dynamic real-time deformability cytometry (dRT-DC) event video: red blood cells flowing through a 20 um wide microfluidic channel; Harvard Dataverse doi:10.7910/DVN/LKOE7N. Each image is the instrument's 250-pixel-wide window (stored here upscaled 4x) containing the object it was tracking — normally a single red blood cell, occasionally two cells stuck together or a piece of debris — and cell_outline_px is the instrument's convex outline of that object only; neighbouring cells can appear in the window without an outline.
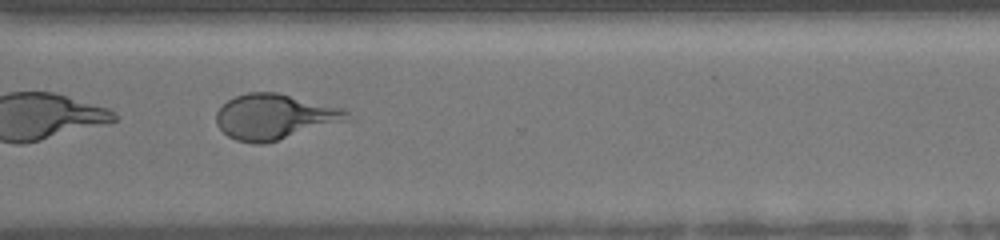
{"species": "human", "species_latin": "Homo sapiens", "temperature_condition": "warm", "stored_images_in_passage": 55, "camera_frame_rate_fps": 3000, "um_per_image_px": 0.085, "donor": {"sex": "female"}, "frame": {"image": 1, "passage_image": 40, "time_ms": 8.667, "image_size_px": [1000, 240], "cell_outline_px": [[356, 120], [264, 144], [252, 144], [236, 140], [228, 136], [216, 124], [216, 112], [228, 100], [236, 96], [248, 92], [276, 92], [348, 108]], "centroid_in_image_um": [23.49, 9.93], "position_along_channel_um": 347.1, "area_um2": 35.66}}